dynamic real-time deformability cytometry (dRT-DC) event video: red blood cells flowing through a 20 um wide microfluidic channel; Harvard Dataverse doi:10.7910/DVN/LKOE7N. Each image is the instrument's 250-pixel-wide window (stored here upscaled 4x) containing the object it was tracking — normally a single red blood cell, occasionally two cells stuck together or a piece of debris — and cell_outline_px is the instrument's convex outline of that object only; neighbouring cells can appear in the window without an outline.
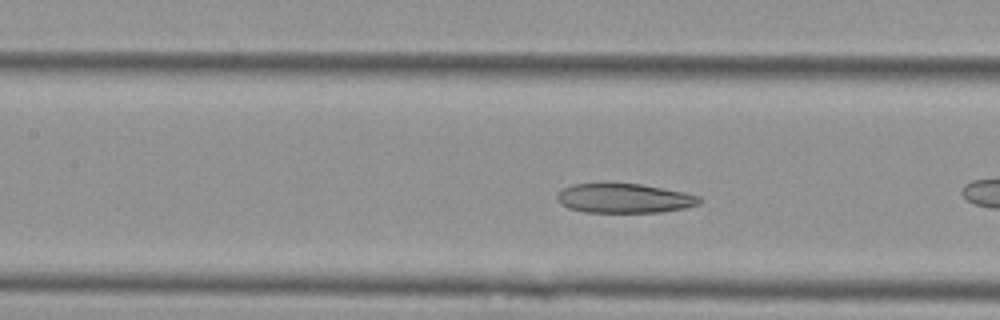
{"species": "Egyptian fruit bat (a non-hibernating species)", "species_latin": "Rousettus aegyptiacus", "temperature_condition": "cold", "stored_images_in_passage": 11, "camera_frame_rate_fps": 3000, "um_per_image_px": 0.085, "animal": {"sex": "female"}, "frame": {"image": 1, "passage_image": 8, "time_ms": 2.333, "image_size_px": [1000, 320], "cell_outline_px": [[704, 200], [700, 204], [684, 208], [660, 212], [584, 212], [568, 208], [560, 204], [556, 200], [556, 196], [564, 188], [572, 184], [640, 184], [684, 192], [700, 196]], "centroid_in_image_um": [53.08, 16.86], "position_along_channel_um": 154.3, "area_um2": 24.33}}